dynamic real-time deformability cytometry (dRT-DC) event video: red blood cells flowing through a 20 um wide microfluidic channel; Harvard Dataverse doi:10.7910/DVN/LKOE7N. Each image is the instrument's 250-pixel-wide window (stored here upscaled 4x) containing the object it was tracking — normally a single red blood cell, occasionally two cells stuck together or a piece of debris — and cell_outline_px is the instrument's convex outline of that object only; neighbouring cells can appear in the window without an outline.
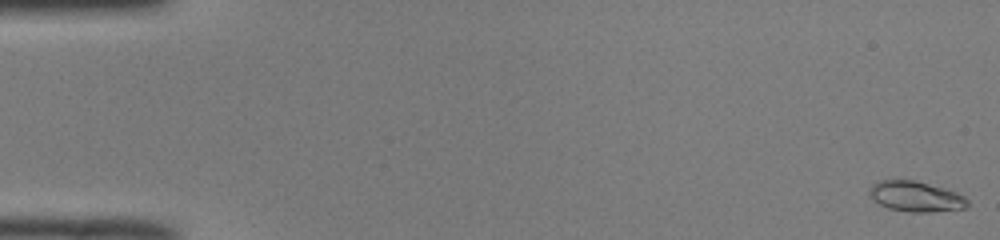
{"species": "common noctule bat (a hibernating species)", "species_latin": "Nyctalus noctula", "temperature_condition": "room temperature", "stored_images_in_passage": 51, "camera_frame_rate_fps": 3000, "um_per_image_px": 0.085, "animal": {"sex": "male", "body_mass_g": 19.0, "forearm_length_mm": 50.8}, "frame": {"image": 1, "passage_image": 1, "time_ms": 0.0, "image_size_px": [1000, 240], "cell_outline_px": [[968, 208], [932, 212], [908, 212], [888, 208], [872, 200], [868, 196], [868, 192], [872, 184], [880, 180], [912, 180], [928, 184], [956, 192], [964, 196], [968, 200]], "centroid_in_image_um": [77.82, 16.71], "position_along_channel_um": 7.2, "area_um2": 17.46}}
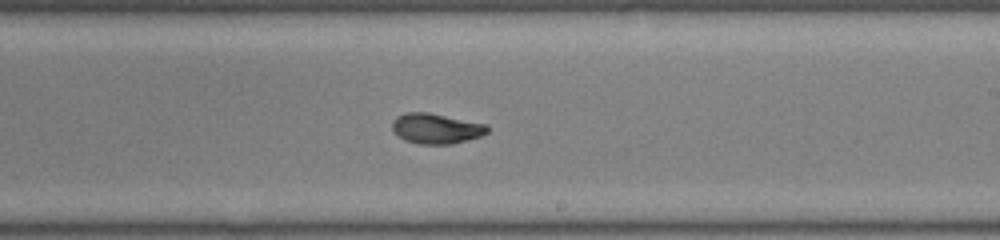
{"frame": {"image": 2, "passage_image": 31, "time_ms": 10.0, "image_size_px": [1000, 240], "cell_outline_px": [[488, 132], [480, 136], [468, 140], [452, 144], [420, 144], [404, 140], [392, 128], [392, 120], [396, 116], [404, 112], [428, 112], [488, 124]], "centroid_in_image_um": [37.08, 10.91], "position_along_channel_um": 251.9, "area_um2": 16.88}}
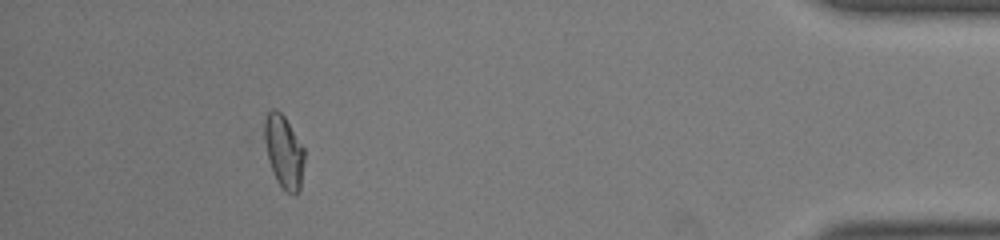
{"frame": {"image": 3, "passage_image": 47, "time_ms": 15.333, "image_size_px": [1000, 240], "cell_outline_px": [[304, 160], [300, 188], [292, 196], [276, 180], [268, 160], [264, 140], [264, 120], [268, 112], [272, 108], [276, 108], [284, 116], [304, 148]], "centroid_in_image_um": [24.11, 12.86], "position_along_channel_um": 411.1, "area_um2": 16.82}, "authors_computed_cell_mechanics": {"area_um2": 16.7042, "velocity_mm_per_s": 4.0253, "shape_relaxation_time_tau1_ms": 3.5376, "shape_relaxation_time_tau2_ms": 0.9269, "deformation_change_tau1": 0.167, "deformation_change_tau2": 0.0458}}